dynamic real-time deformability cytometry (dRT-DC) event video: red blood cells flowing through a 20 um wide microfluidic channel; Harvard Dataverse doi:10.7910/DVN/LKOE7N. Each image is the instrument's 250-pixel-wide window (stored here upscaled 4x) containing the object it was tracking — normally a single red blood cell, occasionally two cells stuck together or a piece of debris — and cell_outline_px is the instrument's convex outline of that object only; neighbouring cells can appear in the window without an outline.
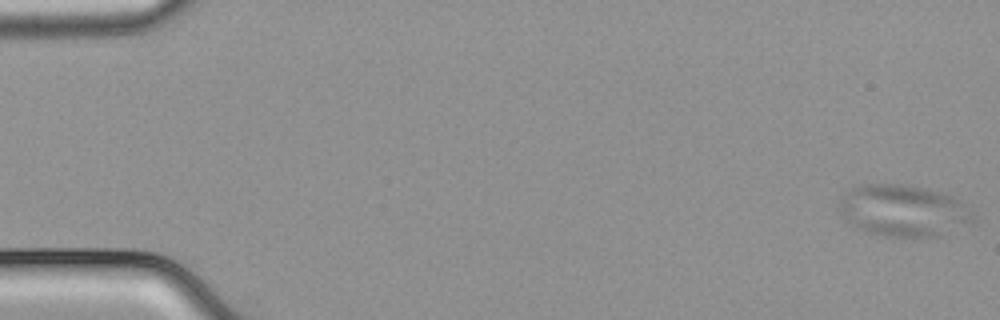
{"species": "common noctule bat (a hibernating species)", "species_latin": "Nyctalus noctula", "temperature_condition": "cold", "stored_images_in_passage": 55, "camera_frame_rate_fps": 3000, "um_per_image_px": 0.085, "animal": {"sex": "male", "body_mass_g": 21.5, "forearm_length_mm": 52.0}, "frame": {"image": 1, "passage_image": 1, "time_ms": 0.0, "image_size_px": [1000, 320], "cell_outline_px": [[972, 220], [940, 236], [888, 236], [868, 232], [860, 228], [848, 220], [840, 212], [840, 196], [852, 188], [860, 184], [904, 184], [928, 188], [952, 196], [960, 200], [972, 212]], "centroid_in_image_um": [76.76, 17.87], "position_along_channel_um": 8.2, "area_um2": 39.65}}
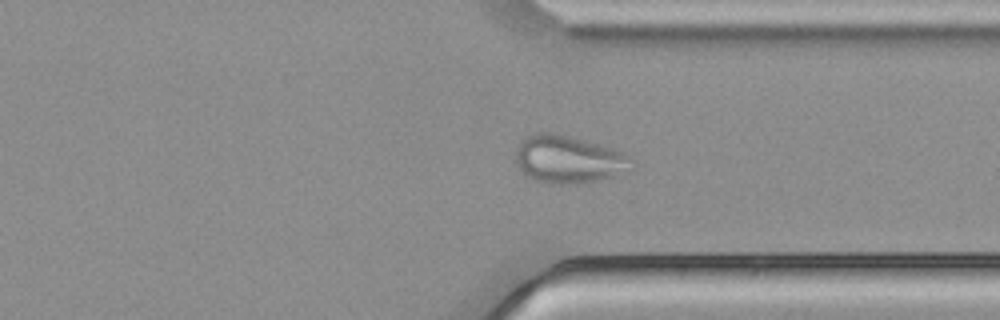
{"frame": {"image": 2, "passage_image": 42, "time_ms": 13.667, "image_size_px": [1000, 320], "cell_outline_px": [[636, 168], [632, 172], [600, 180], [576, 184], [560, 184], [536, 180], [524, 176], [516, 164], [516, 148], [520, 140], [524, 136], [536, 132], [552, 132], [616, 148], [632, 156], [636, 160]], "centroid_in_image_um": [48.42, 13.55], "position_along_channel_um": 363.0, "area_um2": 33.35}}